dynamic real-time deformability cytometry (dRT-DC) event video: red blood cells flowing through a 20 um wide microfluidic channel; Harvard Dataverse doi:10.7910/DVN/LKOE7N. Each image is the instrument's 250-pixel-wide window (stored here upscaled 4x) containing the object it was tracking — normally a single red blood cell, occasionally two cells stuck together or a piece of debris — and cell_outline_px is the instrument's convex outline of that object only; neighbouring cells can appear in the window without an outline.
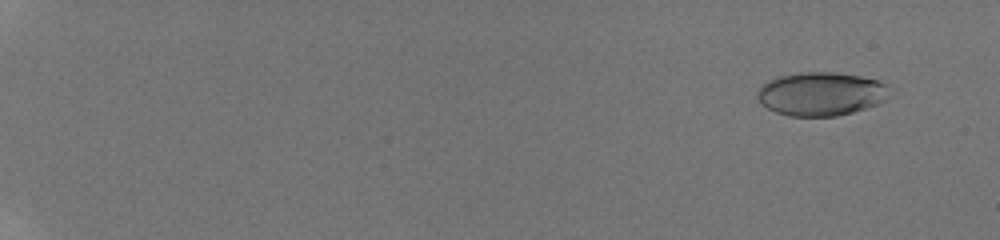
{"species": "human", "species_latin": "Homo sapiens", "temperature_condition": "room temperature", "stored_images_in_passage": 13, "camera_frame_rate_fps": 3000, "um_per_image_px": 0.085, "donor": {"sex": "male"}, "frame": {"image": 1, "passage_image": 3, "time_ms": 1.333, "image_size_px": [1000, 240], "cell_outline_px": [[884, 100], [880, 104], [852, 112], [836, 116], [788, 116], [776, 112], [760, 104], [756, 96], [756, 92], [768, 80], [780, 76], [800, 72], [832, 72], [860, 76], [876, 80], [884, 84]], "centroid_in_image_um": [69.7, 7.99], "position_along_channel_um": 15.3, "area_um2": 33.18}}
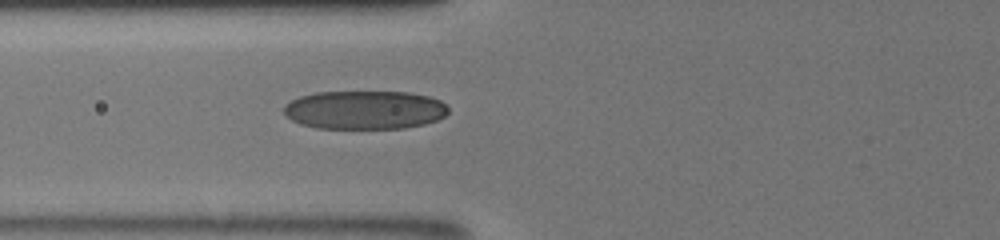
{"frame": {"image": 2, "passage_image": 13, "time_ms": 8.333, "image_size_px": [1000, 240], "cell_outline_px": [[448, 112], [444, 116], [436, 120], [424, 124], [404, 128], [316, 128], [300, 124], [292, 120], [284, 112], [284, 104], [300, 96], [316, 92], [408, 92], [428, 96], [440, 100], [448, 104]], "centroid_in_image_um": [31.01, 9.34], "position_along_channel_um": 94.8, "area_um2": 37.05}}